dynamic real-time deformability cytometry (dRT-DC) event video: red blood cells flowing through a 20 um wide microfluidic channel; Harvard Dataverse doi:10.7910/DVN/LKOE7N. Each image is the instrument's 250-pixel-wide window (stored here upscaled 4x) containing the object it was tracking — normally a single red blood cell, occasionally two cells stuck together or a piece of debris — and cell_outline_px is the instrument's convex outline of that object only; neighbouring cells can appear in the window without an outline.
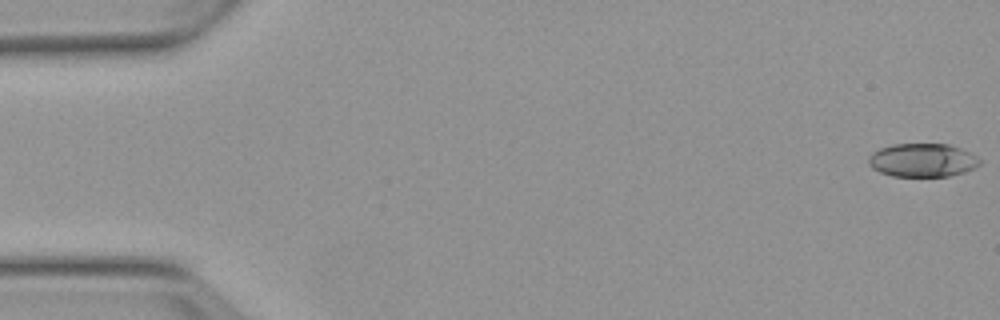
{"species": "Egyptian fruit bat (a non-hibernating species)", "species_latin": "Rousettus aegyptiacus", "temperature_condition": "warm", "stored_images_in_passage": 4, "camera_frame_rate_fps": 3000, "um_per_image_px": 0.085, "animal": {"sex": "female"}, "frame": {"image": 1, "passage_image": 1, "time_ms": 0.0, "image_size_px": [1000, 320], "cell_outline_px": [[980, 164], [976, 168], [964, 172], [948, 176], [892, 176], [880, 172], [872, 168], [868, 164], [868, 156], [872, 152], [880, 148], [892, 144], [948, 144], [960, 148], [976, 156], [980, 160]], "centroid_in_image_um": [78.39, 13.61], "position_along_channel_um": 6.6, "area_um2": 21.73}}
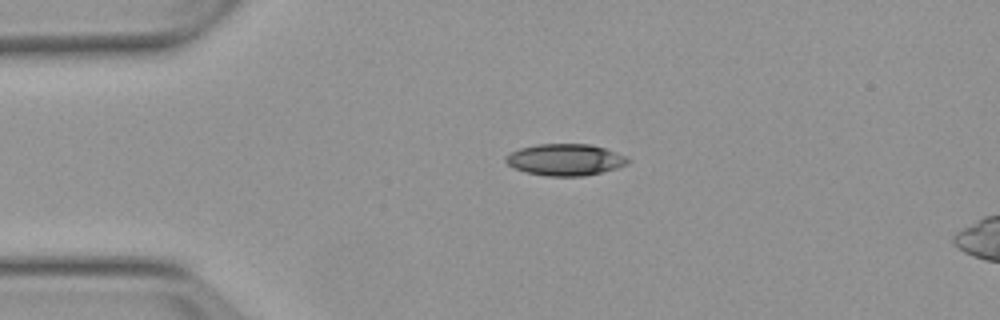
{"frame": {"image": 2, "passage_image": 3, "time_ms": 3.667, "image_size_px": [1000, 320], "cell_outline_px": [[632, 160], [628, 164], [616, 168], [584, 176], [548, 176], [524, 172], [512, 168], [504, 160], [504, 156], [520, 148], [536, 144], [592, 144], [604, 148], [624, 156]], "centroid_in_image_um": [48.01, 13.58], "position_along_channel_um": 37.0, "area_um2": 22.54}}